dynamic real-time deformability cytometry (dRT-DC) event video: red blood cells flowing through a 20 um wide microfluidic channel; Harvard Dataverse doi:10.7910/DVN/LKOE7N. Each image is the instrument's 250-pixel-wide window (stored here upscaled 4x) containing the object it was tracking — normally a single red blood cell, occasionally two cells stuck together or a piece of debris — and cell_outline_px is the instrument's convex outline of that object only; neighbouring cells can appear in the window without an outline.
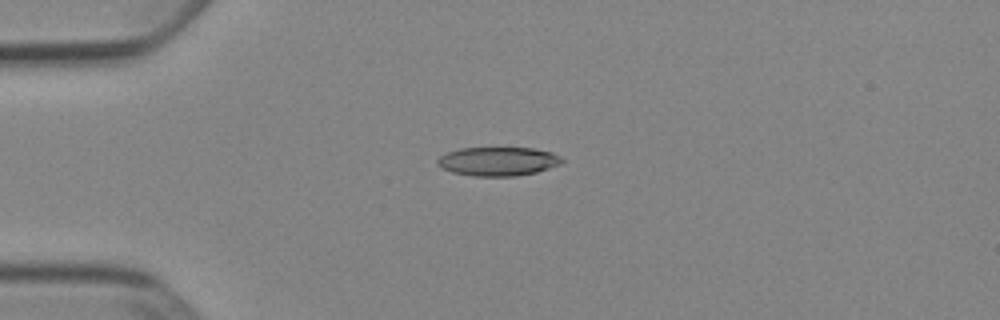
{"species": "Egyptian fruit bat (a non-hibernating species)", "species_latin": "Rousettus aegyptiacus", "temperature_condition": "cold", "stored_images_in_passage": 40, "camera_frame_rate_fps": 3000, "um_per_image_px": 0.085, "animal": {"sex": "female"}, "frame": {"image": 1, "passage_image": 1, "time_ms": 0.0, "image_size_px": [1000, 320], "cell_outline_px": [[564, 160], [560, 164], [536, 172], [516, 176], [472, 176], [452, 172], [436, 164], [436, 160], [440, 156], [448, 152], [460, 148], [532, 148], [552, 152], [560, 156]], "centroid_in_image_um": [42.33, 13.71], "position_along_channel_um": 42.7, "area_um2": 20.87}}
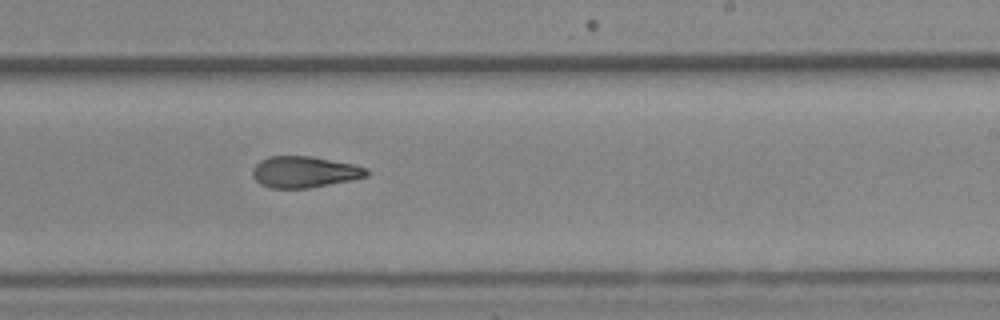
{"frame": {"image": 2, "passage_image": 20, "time_ms": 6.333, "image_size_px": [1000, 320], "cell_outline_px": [[368, 176], [352, 180], [308, 188], [272, 188], [260, 184], [252, 176], [252, 168], [260, 160], [268, 156], [312, 156], [352, 164], [368, 168]], "centroid_in_image_um": [25.86, 14.61], "position_along_channel_um": 263.1, "area_um2": 20.87}}
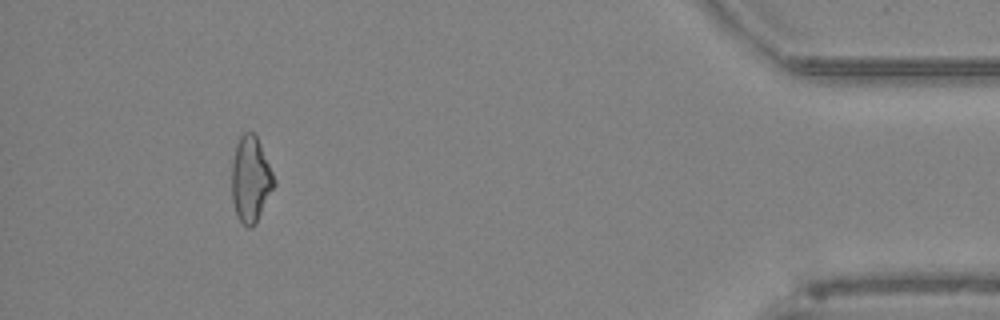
{"frame": {"image": 3, "passage_image": 36, "time_ms": 11.667, "image_size_px": [1000, 320], "cell_outline_px": [[276, 184], [256, 224], [252, 228], [248, 228], [236, 216], [232, 200], [232, 160], [236, 144], [240, 136], [244, 132], [252, 132], [256, 136], [260, 144], [276, 180]], "centroid_in_image_um": [21.31, 15.27], "position_along_channel_um": 413.9, "area_um2": 21.27}, "authors_computed_cell_mechanics": {"area_um2": 21.1837, "velocity_mm_per_s": 3.922, "shape_relaxation_time_tau1_ms": 6.8969, "shape_relaxation_time_tau2_ms": 4.6604, "deformation_change_tau1": 0.1932, "deformation_change_tau2": 0.1406}}